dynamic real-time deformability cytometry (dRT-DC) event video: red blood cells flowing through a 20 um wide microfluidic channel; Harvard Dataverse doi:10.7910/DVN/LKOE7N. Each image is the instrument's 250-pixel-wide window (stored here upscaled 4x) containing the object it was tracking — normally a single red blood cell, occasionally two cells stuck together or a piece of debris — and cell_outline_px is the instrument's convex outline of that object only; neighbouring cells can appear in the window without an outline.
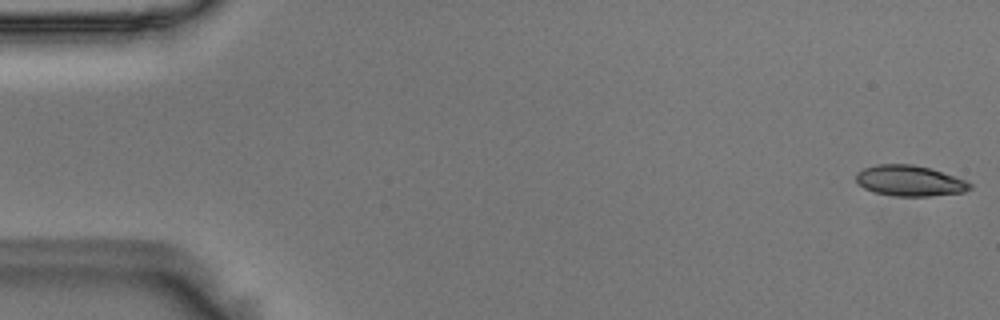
{"species": "Egyptian fruit bat (a non-hibernating species)", "species_latin": "Rousettus aegyptiacus", "temperature_condition": "room temperature", "stored_images_in_passage": 55, "camera_frame_rate_fps": 3000, "um_per_image_px": 0.085, "animal": {"sex": "male"}, "frame": {"image": 1, "passage_image": 1, "time_ms": 0.0, "image_size_px": [1000, 320], "cell_outline_px": [[972, 188], [964, 192], [932, 196], [896, 196], [872, 192], [864, 188], [856, 180], [856, 172], [864, 168], [876, 164], [912, 164], [928, 168], [964, 180], [972, 184]], "centroid_in_image_um": [77.29, 15.37], "position_along_channel_um": 7.7, "area_um2": 20.23}}
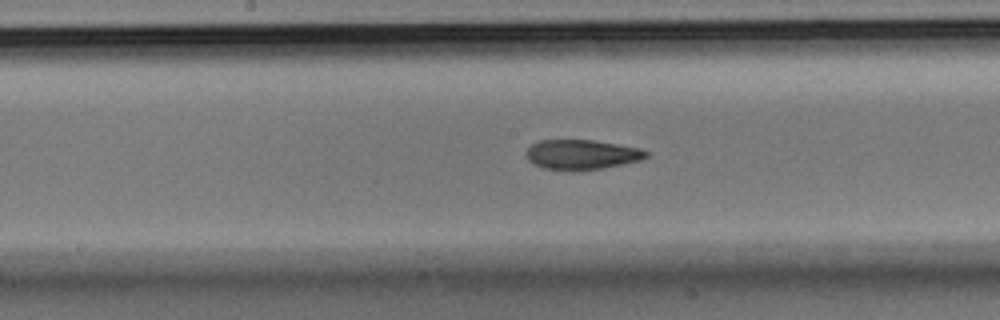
{"frame": {"image": 2, "passage_image": 28, "time_ms": 9.0, "image_size_px": [1000, 320], "cell_outline_px": [[648, 156], [640, 160], [600, 168], [572, 172], [544, 168], [532, 164], [528, 160], [524, 152], [532, 144], [540, 140], [592, 140], [640, 148], [648, 152]], "centroid_in_image_um": [49.38, 13.15], "position_along_channel_um": 198.8, "area_um2": 20.92}}
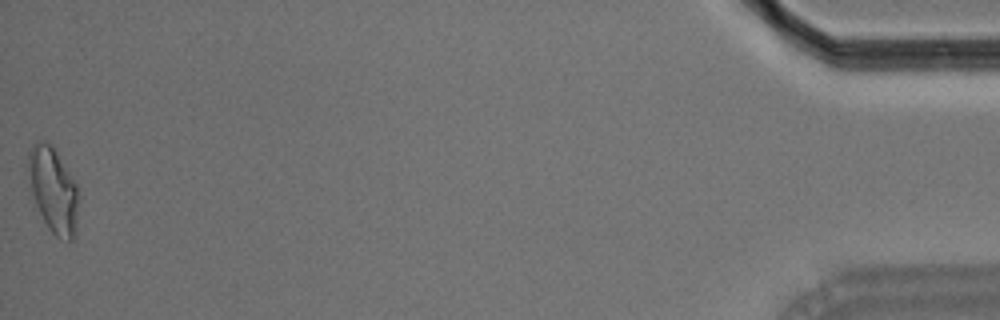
{"frame": {"image": 3, "passage_image": 55, "time_ms": 18.0, "image_size_px": [1000, 320], "cell_outline_px": [[80, 196], [76, 232], [72, 240], [68, 240], [56, 236], [48, 228], [36, 204], [32, 192], [28, 168], [28, 152], [32, 144], [36, 140], [44, 140], [52, 144], [76, 184]], "centroid_in_image_um": [4.56, 16.13], "position_along_channel_um": 430.6, "area_um2": 25.03}, "authors_computed_cell_mechanics": {"area_um2": 21.3282, "velocity_mm_per_s": 3.659, "shape_relaxation_time_tau1_ms": 6.4358, "shape_relaxation_time_tau2_ms": 2.919, "deformation_change_tau1": 0.1793, "deformation_change_tau2": 0.1005}}